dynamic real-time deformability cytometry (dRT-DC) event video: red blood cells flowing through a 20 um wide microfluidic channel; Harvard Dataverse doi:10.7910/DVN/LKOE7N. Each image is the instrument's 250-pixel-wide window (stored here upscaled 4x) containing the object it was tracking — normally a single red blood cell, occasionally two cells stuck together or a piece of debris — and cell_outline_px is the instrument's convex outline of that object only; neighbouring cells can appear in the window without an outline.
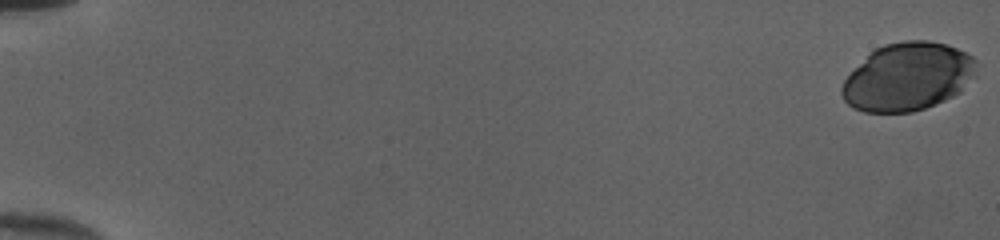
{"species": "human", "species_latin": "Homo sapiens", "temperature_condition": "cold", "stored_images_in_passage": 53, "camera_frame_rate_fps": 3000, "um_per_image_px": 0.085, "donor": {"sex": "female"}, "frame": {"image": 1, "passage_image": 1, "time_ms": 0.0, "image_size_px": [1000, 240], "cell_outline_px": [[980, 64], [976, 76], [960, 92], [936, 104], [912, 112], [864, 112], [852, 108], [844, 100], [840, 92], [840, 88], [844, 80], [876, 48], [884, 44], [904, 40], [928, 40], [948, 44], [972, 56]], "centroid_in_image_um": [77.21, 6.53], "position_along_channel_um": 7.8, "area_um2": 53.52}}
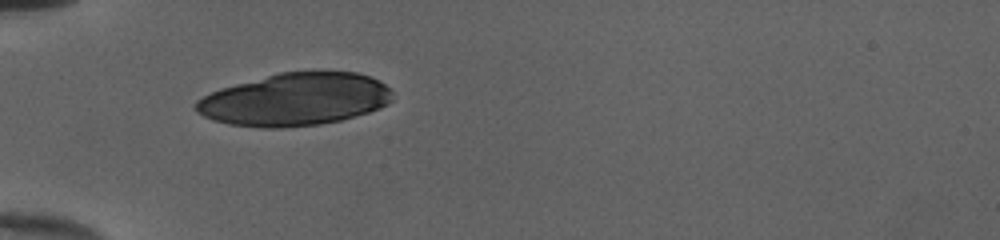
{"frame": {"image": 2, "passage_image": 19, "time_ms": 6.0, "image_size_px": [1000, 240], "cell_outline_px": [[392, 100], [388, 104], [380, 108], [368, 112], [340, 120], [320, 124], [280, 128], [260, 128], [228, 124], [212, 120], [196, 112], [196, 100], [220, 88], [280, 72], [312, 68], [356, 72], [372, 76], [380, 80], [392, 88]], "centroid_in_image_um": [25.13, 8.41], "position_along_channel_um": 59.9, "area_um2": 61.5}}